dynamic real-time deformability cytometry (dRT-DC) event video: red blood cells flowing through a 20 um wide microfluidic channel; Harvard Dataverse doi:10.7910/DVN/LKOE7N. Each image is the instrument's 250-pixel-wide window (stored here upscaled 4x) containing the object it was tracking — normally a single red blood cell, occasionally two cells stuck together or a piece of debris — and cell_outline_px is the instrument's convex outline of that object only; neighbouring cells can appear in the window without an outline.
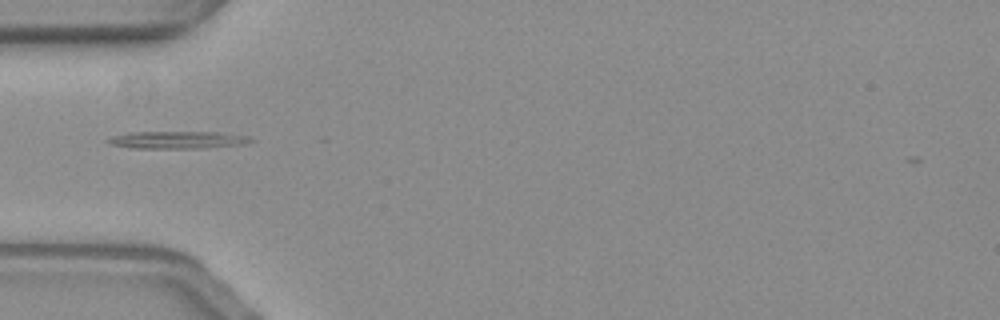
{"species": "common noctule bat (a hibernating species)", "species_latin": "Nyctalus noctula", "temperature_condition": "warm", "stored_images_in_passage": 4, "camera_frame_rate_fps": 3000, "um_per_image_px": 0.085, "animal": {"sex": "female", "body_mass_g": 19.3, "forearm_length_mm": 54.1}, "frame": {"image": 1, "passage_image": 1, "time_ms": 0.0, "image_size_px": [1000, 320], "cell_outline_px": [[256, 140], [244, 144], [204, 148], [132, 148], [108, 144], [104, 140], [112, 136], [128, 132], [220, 132], [248, 136]], "centroid_in_image_um": [15.07, 11.89], "position_along_channel_um": 69.9, "area_um2": 14.62}}